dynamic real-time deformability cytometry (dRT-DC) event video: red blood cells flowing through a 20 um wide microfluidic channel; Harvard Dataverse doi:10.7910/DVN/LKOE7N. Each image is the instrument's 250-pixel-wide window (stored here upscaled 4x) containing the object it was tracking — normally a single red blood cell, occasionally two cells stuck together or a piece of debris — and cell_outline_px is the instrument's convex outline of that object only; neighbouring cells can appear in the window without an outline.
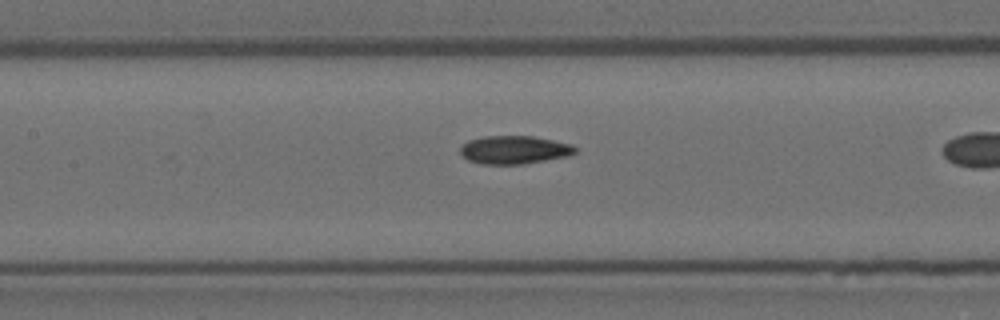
{"species": "Egyptian fruit bat (a non-hibernating species)", "species_latin": "Rousettus aegyptiacus", "temperature_condition": "room temperature", "stored_images_in_passage": 34, "camera_frame_rate_fps": 3000, "um_per_image_px": 0.085, "animal": {"sex": "female"}, "frame": {"image": 1, "passage_image": 17, "time_ms": 5.333, "image_size_px": [1000, 320], "cell_outline_px": [[576, 152], [568, 156], [524, 164], [480, 164], [468, 160], [460, 152], [460, 148], [468, 140], [484, 136], [532, 136], [572, 144], [576, 148]], "centroid_in_image_um": [43.71, 12.74], "position_along_channel_um": 163.7, "area_um2": 18.84}}
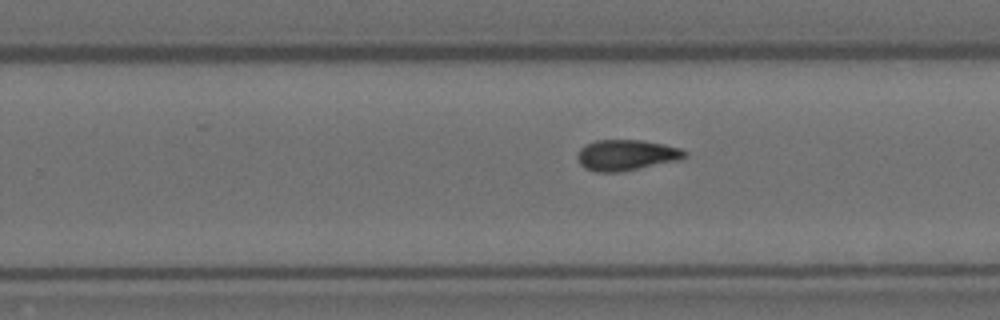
{"frame": {"image": 2, "passage_image": 26, "time_ms": 8.333, "image_size_px": [1000, 320], "cell_outline_px": [[688, 152], [680, 160], [620, 172], [596, 172], [584, 168], [580, 164], [576, 156], [580, 148], [596, 140], [644, 140], [664, 144], [680, 148]], "centroid_in_image_um": [53.23, 13.18], "position_along_channel_um": 276.6, "area_um2": 19.31}}
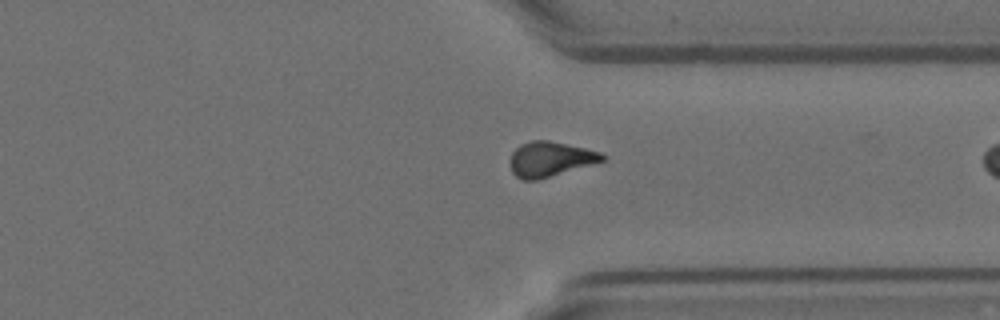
{"frame": {"image": 3, "passage_image": 33, "time_ms": 10.667, "image_size_px": [1000, 320], "cell_outline_px": [[608, 156], [604, 160], [536, 180], [524, 180], [516, 176], [512, 172], [508, 164], [508, 160], [512, 152], [520, 144], [532, 140], [548, 140], [584, 148], [600, 152]], "centroid_in_image_um": [46.7, 13.51], "position_along_channel_um": 364.7, "area_um2": 18.61}}